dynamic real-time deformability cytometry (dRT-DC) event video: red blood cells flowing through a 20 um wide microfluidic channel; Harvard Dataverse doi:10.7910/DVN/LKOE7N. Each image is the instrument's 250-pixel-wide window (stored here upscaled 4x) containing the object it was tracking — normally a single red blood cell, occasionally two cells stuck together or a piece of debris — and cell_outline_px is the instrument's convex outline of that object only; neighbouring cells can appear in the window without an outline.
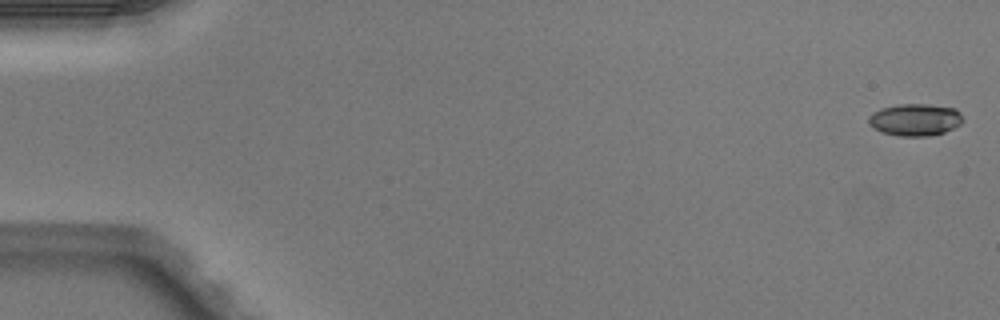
{"species": "Egyptian fruit bat (a non-hibernating species)", "species_latin": "Rousettus aegyptiacus", "temperature_condition": "warm", "stored_images_in_passage": 5, "camera_frame_rate_fps": 3000, "um_per_image_px": 0.085, "animal": {"sex": "male"}, "frame": {"image": 1, "passage_image": 1, "time_ms": 0.0, "image_size_px": [1000, 320], "cell_outline_px": [[964, 120], [960, 124], [944, 132], [928, 136], [900, 136], [880, 132], [872, 128], [868, 124], [868, 116], [872, 112], [880, 108], [900, 104], [928, 104], [956, 108], [960, 112]], "centroid_in_image_um": [77.75, 10.17], "position_along_channel_um": 7.2, "area_um2": 17.86}}
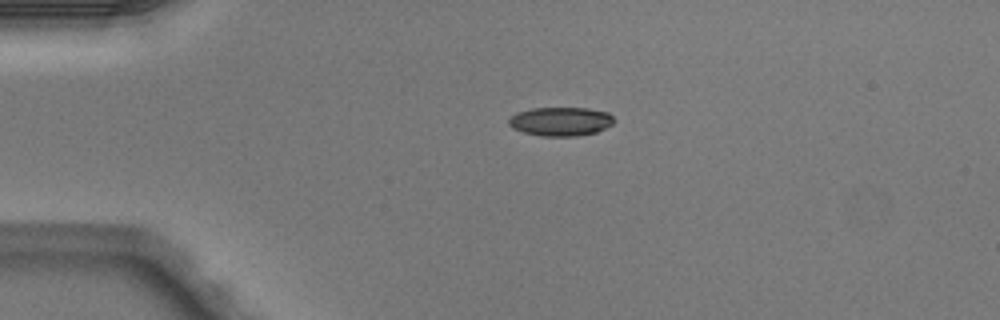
{"frame": {"image": 2, "passage_image": 4, "time_ms": 1.0, "image_size_px": [1000, 320], "cell_outline_px": [[612, 124], [596, 132], [576, 136], [540, 136], [524, 132], [512, 128], [508, 124], [508, 120], [516, 112], [532, 108], [588, 108], [608, 112], [612, 116]], "centroid_in_image_um": [47.62, 10.32], "position_along_channel_um": 37.4, "area_um2": 17.63}}